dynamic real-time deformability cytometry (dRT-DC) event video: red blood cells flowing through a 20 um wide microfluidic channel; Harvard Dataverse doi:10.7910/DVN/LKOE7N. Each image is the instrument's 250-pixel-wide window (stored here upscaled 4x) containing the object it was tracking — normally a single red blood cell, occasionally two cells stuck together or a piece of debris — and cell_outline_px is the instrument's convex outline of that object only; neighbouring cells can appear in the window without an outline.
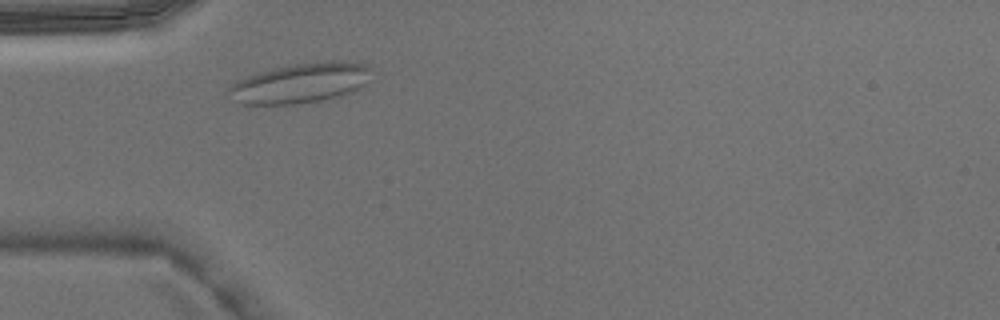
{"species": "Egyptian fruit bat (a non-hibernating species)", "species_latin": "Rousettus aegyptiacus", "temperature_condition": "warm", "stored_images_in_passage": 2, "camera_frame_rate_fps": 3000, "um_per_image_px": 0.085, "animal": {"sex": "male"}, "frame": {"image": 1, "passage_image": 2, "time_ms": 0.333, "image_size_px": [1000, 320], "cell_outline_px": [[372, 80], [360, 88], [352, 92], [340, 96], [300, 104], [244, 104], [236, 100], [228, 88], [236, 80], [244, 76], [272, 68], [288, 64], [324, 60], [344, 60], [364, 64], [372, 68]], "centroid_in_image_um": [25.63, 7.02], "position_along_channel_um": 59.4, "area_um2": 33.81}}